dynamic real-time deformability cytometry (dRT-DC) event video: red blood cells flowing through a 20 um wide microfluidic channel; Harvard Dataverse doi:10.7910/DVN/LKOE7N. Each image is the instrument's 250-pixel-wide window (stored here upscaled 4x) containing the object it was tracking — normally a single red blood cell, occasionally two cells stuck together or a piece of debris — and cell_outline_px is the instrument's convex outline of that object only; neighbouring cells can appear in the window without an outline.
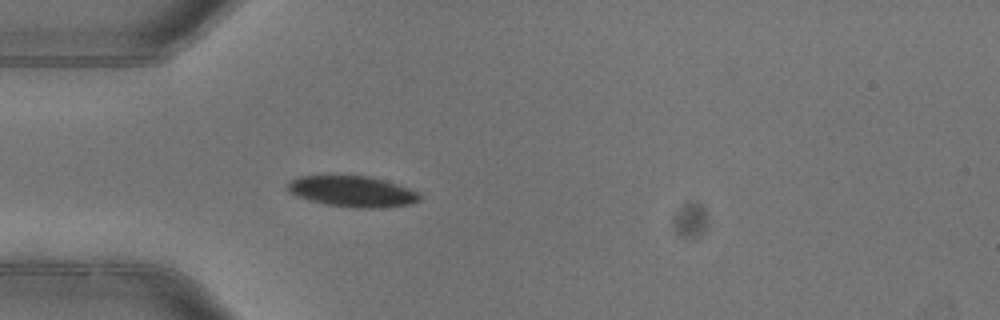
{"species": "common noctule bat (a hibernating species)", "species_latin": "Nyctalus noctula", "temperature_condition": "warm", "stored_images_in_passage": 3, "camera_frame_rate_fps": 3000, "um_per_image_px": 0.085, "animal": {"sex": "female"}, "frame": {"image": 1, "passage_image": 3, "time_ms": 0.667, "image_size_px": [1000, 320], "cell_outline_px": [[420, 200], [412, 204], [380, 208], [352, 208], [324, 204], [308, 200], [288, 192], [288, 184], [292, 180], [300, 176], [368, 176], [384, 180], [420, 192]], "centroid_in_image_um": [29.98, 16.29], "position_along_channel_um": 55.0, "area_um2": 23.76}}